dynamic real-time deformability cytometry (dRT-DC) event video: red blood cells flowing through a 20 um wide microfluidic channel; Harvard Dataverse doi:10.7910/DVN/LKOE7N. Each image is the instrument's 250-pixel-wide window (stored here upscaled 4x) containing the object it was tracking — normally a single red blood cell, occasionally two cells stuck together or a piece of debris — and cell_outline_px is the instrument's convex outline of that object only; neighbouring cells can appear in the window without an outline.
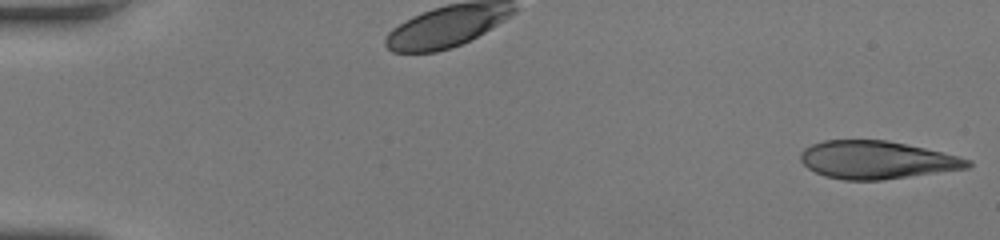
{"species": "human", "species_latin": "Homo sapiens", "temperature_condition": "room temperature", "stored_images_in_passage": 47, "camera_frame_rate_fps": 3000, "um_per_image_px": 0.085, "donor": {"sex": "female"}, "frame": {"image": 1, "passage_image": 1, "time_ms": 0.0, "image_size_px": [1000, 240], "cell_outline_px": [[972, 164], [968, 168], [880, 180], [844, 180], [824, 176], [808, 168], [800, 160], [800, 152], [804, 148], [812, 144], [824, 140], [888, 140], [924, 148], [972, 160]], "centroid_in_image_um": [74.48, 13.59], "position_along_channel_um": 10.5, "area_um2": 36.65}}
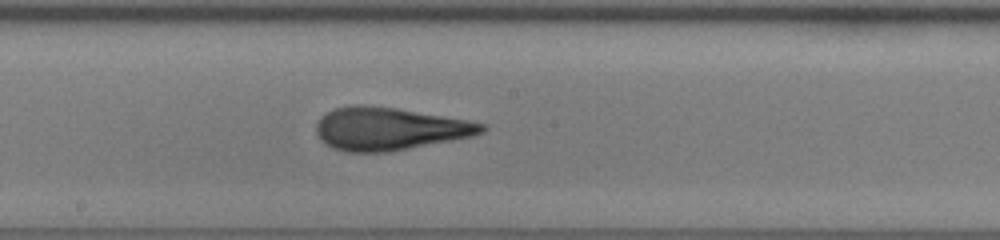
{"frame": {"image": 2, "passage_image": 28, "time_ms": 9.0, "image_size_px": [1000, 240], "cell_outline_px": [[488, 128], [484, 132], [472, 136], [388, 152], [344, 152], [332, 148], [324, 144], [320, 140], [316, 132], [316, 124], [320, 116], [324, 112], [336, 108], [356, 104], [364, 104], [396, 108], [464, 120], [484, 124]], "centroid_in_image_um": [33.0, 10.95], "position_along_channel_um": 215.2, "area_um2": 41.15}}
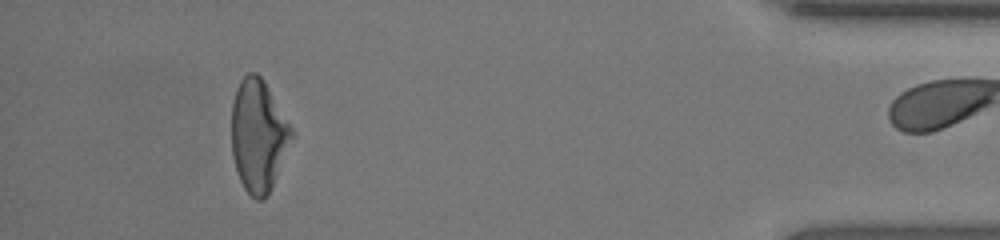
{"frame": {"image": 3, "passage_image": 46, "time_ms": 15.0, "image_size_px": [1000, 240], "cell_outline_px": [[296, 132], [272, 188], [268, 196], [264, 200], [256, 200], [244, 188], [240, 180], [232, 156], [232, 100], [236, 88], [240, 80], [248, 72], [256, 72], [264, 80]], "centroid_in_image_um": [21.99, 11.52], "position_along_channel_um": 413.2, "area_um2": 39.82}, "authors_computed_cell_mechanics": {"area_um2": 40.2288, "velocity_mm_per_s": 4.2182, "shape_relaxation_time_tau1_ms": 8.3518, "shape_relaxation_time_tau2_ms": 0.9294, "deformation_change_tau1": 0.2533, "deformation_change_tau2": 0.087}}